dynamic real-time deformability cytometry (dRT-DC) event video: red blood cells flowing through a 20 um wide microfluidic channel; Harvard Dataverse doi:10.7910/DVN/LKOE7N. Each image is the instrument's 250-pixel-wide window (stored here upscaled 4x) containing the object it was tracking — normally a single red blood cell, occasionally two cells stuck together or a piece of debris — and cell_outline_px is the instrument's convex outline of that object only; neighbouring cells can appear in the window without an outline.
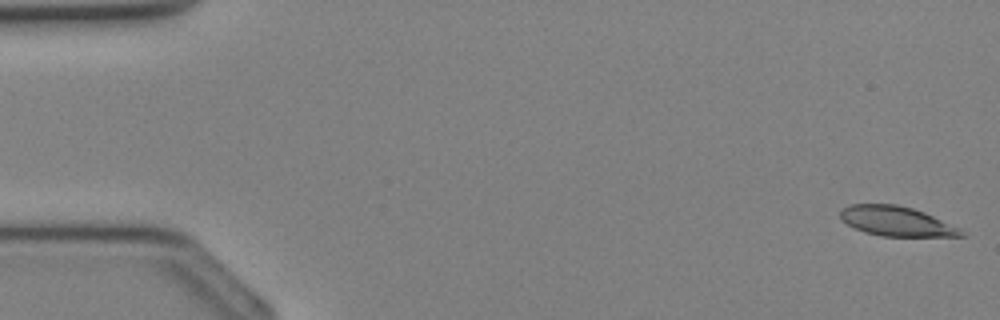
{"species": "Egyptian fruit bat (a non-hibernating species)", "species_latin": "Rousettus aegyptiacus", "temperature_condition": "cold", "stored_images_in_passage": 10, "camera_frame_rate_fps": 3000, "um_per_image_px": 0.085, "animal": {"sex": "female"}, "frame": {"image": 1, "passage_image": 1, "time_ms": 0.0, "image_size_px": [1000, 320], "cell_outline_px": [[964, 236], [880, 236], [864, 232], [848, 224], [840, 216], [840, 212], [844, 208], [852, 204], [896, 204], [912, 208], [924, 212], [960, 228], [964, 232]], "centroid_in_image_um": [76.21, 18.8], "position_along_channel_um": 8.8, "area_um2": 20.63}}